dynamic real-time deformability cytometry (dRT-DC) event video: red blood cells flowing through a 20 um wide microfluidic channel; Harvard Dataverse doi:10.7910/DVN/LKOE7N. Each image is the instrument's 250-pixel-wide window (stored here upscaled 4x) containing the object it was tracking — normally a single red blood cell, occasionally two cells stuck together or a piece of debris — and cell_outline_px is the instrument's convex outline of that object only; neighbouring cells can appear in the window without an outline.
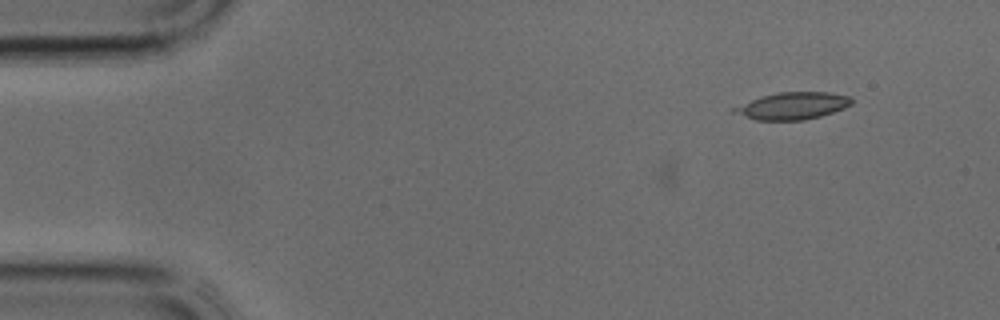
{"species": "common noctule bat (a hibernating species)", "species_latin": "Nyctalus noctula", "temperature_condition": "cold", "stored_images_in_passage": 5, "camera_frame_rate_fps": 3000, "um_per_image_px": 0.085, "animal": {"sex": "male", "body_mass_g": 17.9, "forearm_length_mm": 54.2}, "frame": {"image": 1, "passage_image": 5, "time_ms": 1.333, "image_size_px": [1000, 320], "cell_outline_px": [[852, 104], [844, 108], [820, 116], [804, 120], [756, 120], [728, 112], [728, 108], [776, 92], [828, 92], [848, 96], [852, 100]], "centroid_in_image_um": [67.29, 9.0], "position_along_channel_um": 17.7, "area_um2": 18.61}}